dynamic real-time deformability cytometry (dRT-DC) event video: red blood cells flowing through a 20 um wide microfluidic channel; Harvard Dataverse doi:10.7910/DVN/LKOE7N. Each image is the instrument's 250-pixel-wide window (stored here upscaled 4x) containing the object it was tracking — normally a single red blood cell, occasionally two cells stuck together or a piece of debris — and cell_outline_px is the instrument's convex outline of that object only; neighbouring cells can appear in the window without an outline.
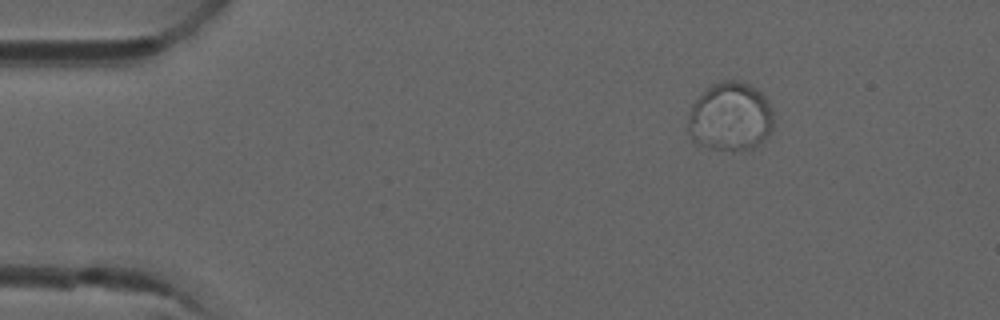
{"species": "common noctule bat (a hibernating species)", "species_latin": "Nyctalus noctula", "temperature_condition": "room temperature", "stored_images_in_passage": 3, "camera_frame_rate_fps": 3000, "um_per_image_px": 0.085, "animal": {"sex": "male", "forearm_length_mm": 52.5}, "frame": {"image": 1, "passage_image": 1, "time_ms": 0.0, "image_size_px": [1000, 320], "cell_outline_px": [[776, 120], [772, 132], [760, 144], [752, 148], [708, 148], [696, 144], [692, 140], [688, 132], [688, 116], [692, 104], [712, 84], [720, 80], [740, 80], [756, 88], [768, 100]], "centroid_in_image_um": [62.11, 9.91], "position_along_channel_um": 22.9, "area_um2": 34.51}}